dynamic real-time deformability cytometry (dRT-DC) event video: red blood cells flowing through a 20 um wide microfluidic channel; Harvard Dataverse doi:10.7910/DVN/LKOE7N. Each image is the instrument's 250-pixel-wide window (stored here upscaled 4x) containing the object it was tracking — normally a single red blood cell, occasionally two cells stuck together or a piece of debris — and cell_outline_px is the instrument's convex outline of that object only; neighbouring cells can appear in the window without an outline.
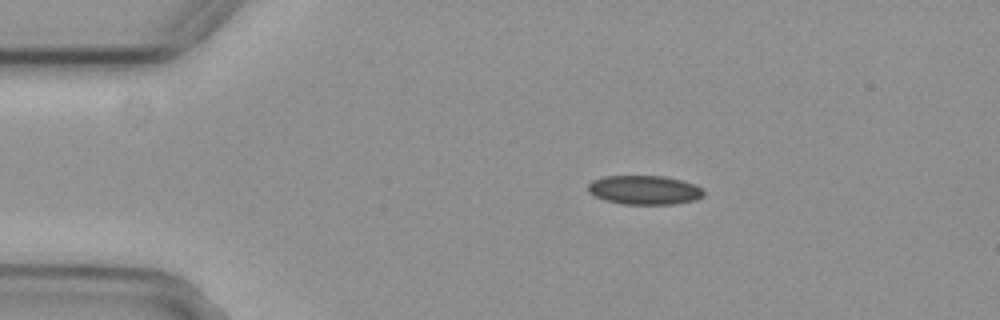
{"species": "common noctule bat (a hibernating species)", "species_latin": "Nyctalus noctula", "temperature_condition": "cold", "stored_images_in_passage": 45, "camera_frame_rate_fps": 3000, "um_per_image_px": 0.085, "animal": {"sex": "female", "body_mass_g": 29.2, "forearm_length_mm": 56.3}, "frame": {"image": 1, "passage_image": 1, "time_ms": 0.0, "image_size_px": [1000, 320], "cell_outline_px": [[704, 196], [696, 200], [672, 204], [624, 204], [604, 200], [588, 192], [588, 184], [592, 180], [604, 176], [664, 176], [680, 180], [704, 188]], "centroid_in_image_um": [54.78, 16.15], "position_along_channel_um": 30.2, "area_um2": 19.59}}
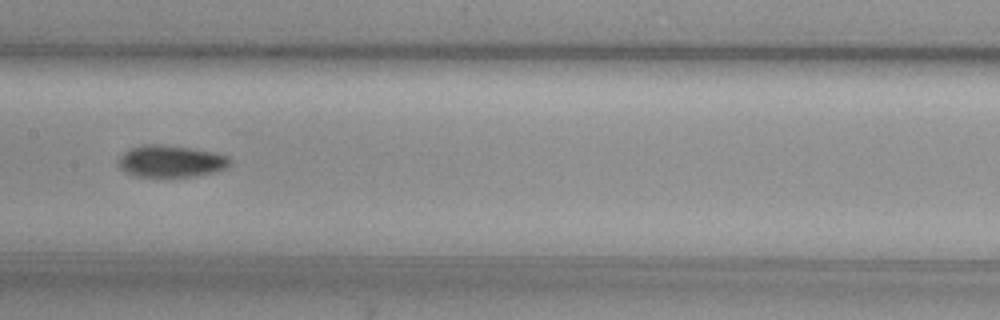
{"frame": {"image": 2, "passage_image": 18, "time_ms": 5.667, "image_size_px": [1000, 320], "cell_outline_px": [[232, 160], [224, 168], [216, 172], [196, 176], [132, 176], [120, 168], [116, 164], [116, 160], [128, 148], [144, 144], [164, 144], [192, 148], [216, 152], [228, 156]], "centroid_in_image_um": [14.48, 13.69], "position_along_channel_um": 192.9, "area_um2": 21.04}}
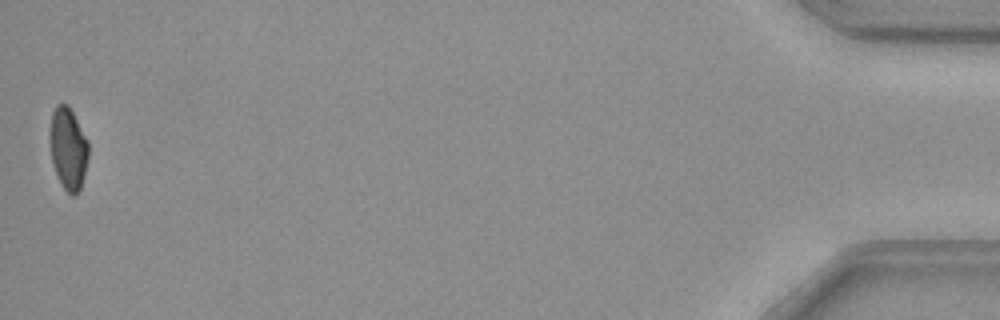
{"frame": {"image": 3, "passage_image": 45, "time_ms": 14.667, "image_size_px": [1000, 320], "cell_outline_px": [[88, 160], [84, 176], [80, 188], [76, 196], [72, 196], [60, 184], [52, 164], [52, 112], [56, 104], [68, 104], [88, 140]], "centroid_in_image_um": [5.83, 12.66], "position_along_channel_um": 429.4, "area_um2": 18.09}}